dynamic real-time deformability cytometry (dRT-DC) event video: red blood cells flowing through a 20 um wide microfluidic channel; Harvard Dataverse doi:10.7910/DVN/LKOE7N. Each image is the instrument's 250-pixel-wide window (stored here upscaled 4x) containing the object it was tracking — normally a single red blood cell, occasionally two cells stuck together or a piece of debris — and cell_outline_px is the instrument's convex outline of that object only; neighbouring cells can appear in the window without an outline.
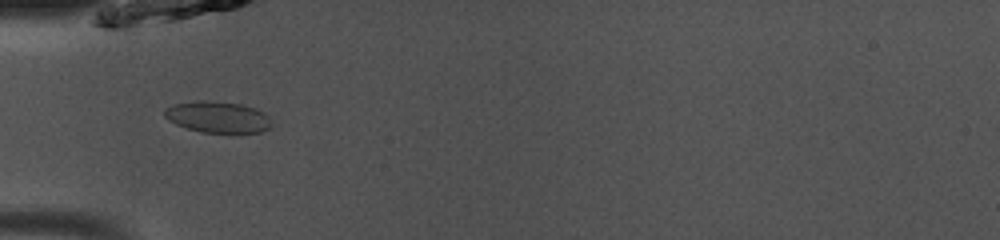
{"species": "common noctule bat (a hibernating species)", "species_latin": "Nyctalus noctula", "temperature_condition": "room temperature", "stored_images_in_passage": 34, "camera_frame_rate_fps": 3000, "um_per_image_px": 0.085, "animal": {"sex": "male", "body_mass_g": 13.0, "forearm_length_mm": 53.1}, "frame": {"image": 1, "passage_image": 1, "time_ms": 0.0, "image_size_px": [1000, 240], "cell_outline_px": [[272, 124], [268, 128], [260, 132], [200, 132], [176, 124], [168, 120], [164, 116], [164, 108], [172, 104], [200, 100], [204, 100], [240, 104], [256, 108], [264, 112], [268, 116]], "centroid_in_image_um": [18.48, 9.93], "position_along_channel_um": 66.5, "area_um2": 19.48}}
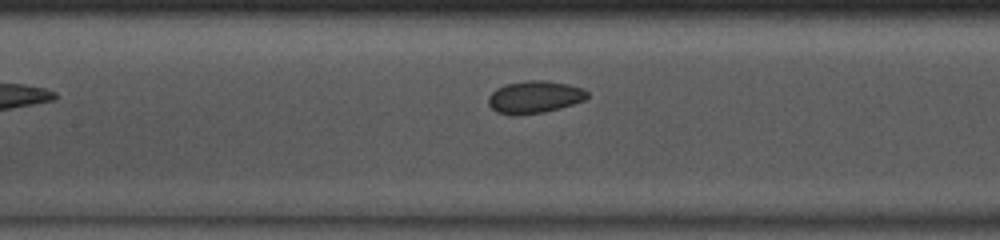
{"frame": {"image": 2, "passage_image": 8, "time_ms": 2.333, "image_size_px": [1000, 240], "cell_outline_px": [[588, 96], [584, 100], [560, 108], [544, 112], [496, 112], [488, 104], [488, 96], [496, 88], [504, 84], [528, 80], [544, 80], [568, 84], [584, 88], [588, 92]], "centroid_in_image_um": [45.47, 8.19], "position_along_channel_um": 161.9, "area_um2": 18.15}}
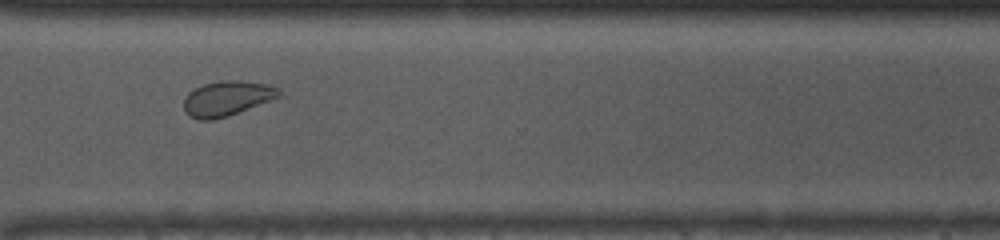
{"frame": {"image": 3, "passage_image": 22, "time_ms": 7.0, "image_size_px": [1000, 240], "cell_outline_px": [[280, 96], [228, 116], [212, 120], [200, 120], [188, 116], [184, 112], [184, 100], [188, 92], [204, 84], [220, 80], [240, 80], [268, 84], [276, 88], [280, 92]], "centroid_in_image_um": [19.24, 8.36], "position_along_channel_um": 351.4, "area_um2": 19.25}, "authors_computed_cell_mechanics": {"area_um2": 18.6983, "velocity_mm_per_s": 4.0833, "shape_relaxation_time_tau1_ms": 1.8889, "shape_relaxation_time_tau2_ms": 1.2802, "deformation_change_tau1": 0.0652, "deformation_change_tau2": 0.0392}}